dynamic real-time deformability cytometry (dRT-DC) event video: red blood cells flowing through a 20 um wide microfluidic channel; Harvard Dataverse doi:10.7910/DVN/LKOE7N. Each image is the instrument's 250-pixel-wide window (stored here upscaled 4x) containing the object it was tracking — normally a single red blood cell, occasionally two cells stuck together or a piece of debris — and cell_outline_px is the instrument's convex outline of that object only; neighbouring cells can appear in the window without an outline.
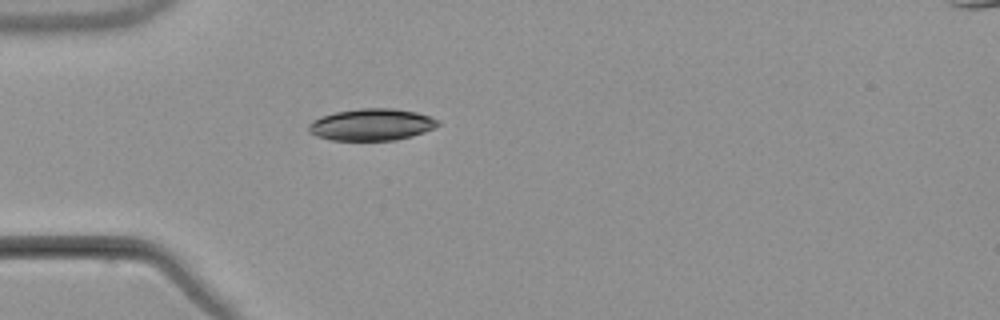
{"species": "common noctule bat (a hibernating species)", "species_latin": "Nyctalus noctula", "temperature_condition": "warm", "stored_images_in_passage": 1, "camera_frame_rate_fps": 3000, "um_per_image_px": 0.085, "animal": {"sex": "male", "body_mass_g": 21.5, "forearm_length_mm": 52.0}, "frame": {"image": 1, "passage_image": 1, "time_ms": 0.0, "image_size_px": [1000, 320], "cell_outline_px": [[440, 124], [424, 132], [412, 136], [396, 140], [332, 140], [316, 136], [308, 132], [308, 124], [312, 120], [336, 112], [360, 108], [392, 108], [416, 112], [428, 116], [436, 120]], "centroid_in_image_um": [31.55, 10.59], "position_along_channel_um": 53.4, "area_um2": 23.81}}